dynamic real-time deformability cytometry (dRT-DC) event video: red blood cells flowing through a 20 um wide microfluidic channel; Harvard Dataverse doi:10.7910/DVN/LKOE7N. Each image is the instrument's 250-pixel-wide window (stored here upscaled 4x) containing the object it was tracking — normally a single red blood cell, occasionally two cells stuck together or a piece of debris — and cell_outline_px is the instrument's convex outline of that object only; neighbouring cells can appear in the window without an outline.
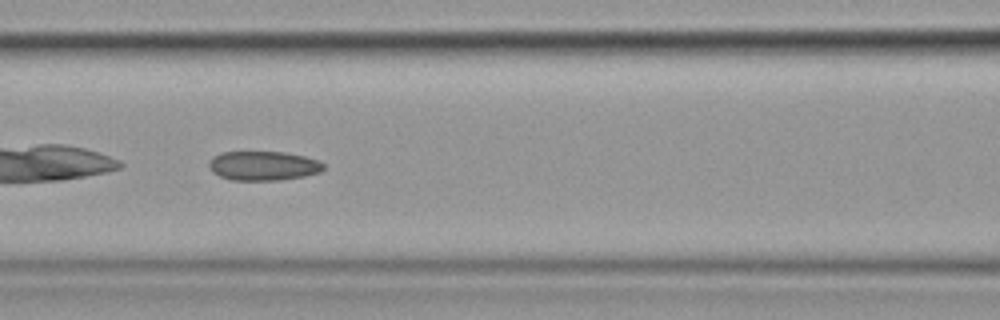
{"species": "common noctule bat (a hibernating species)", "species_latin": "Nyctalus noctula", "temperature_condition": "cold", "stored_images_in_passage": 28, "camera_frame_rate_fps": 3000, "um_per_image_px": 0.085, "animal": {"sex": "female", "body_mass_g": 19.9}, "frame": {"image": 1, "passage_image": 24, "time_ms": 7.667, "image_size_px": [1000, 320], "cell_outline_px": [[324, 168], [320, 172], [304, 176], [280, 180], [232, 180], [220, 176], [212, 172], [208, 164], [208, 160], [212, 156], [220, 152], [284, 152], [304, 156], [316, 160], [324, 164]], "centroid_in_image_um": [22.34, 14.09], "position_along_channel_um": 144.3, "area_um2": 19.59}}